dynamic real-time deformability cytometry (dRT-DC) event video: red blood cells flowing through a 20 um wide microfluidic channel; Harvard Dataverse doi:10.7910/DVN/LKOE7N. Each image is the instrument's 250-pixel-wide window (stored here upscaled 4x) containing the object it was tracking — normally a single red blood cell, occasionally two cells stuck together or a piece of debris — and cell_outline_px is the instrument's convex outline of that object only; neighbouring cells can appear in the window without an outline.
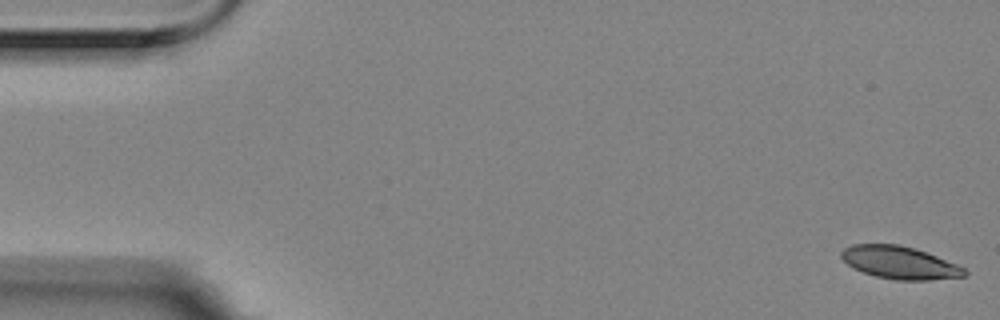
{"species": "Egyptian fruit bat (a non-hibernating species)", "species_latin": "Rousettus aegyptiacus", "temperature_condition": "room temperature", "stored_images_in_passage": 7, "segment_of_instrument_passage": [1, 2], "camera_frame_rate_fps": 3000, "um_per_image_px": 0.085, "animal": {"sex": "female"}, "frame": {"image": 1, "passage_image": 1, "time_ms": 0.0, "image_size_px": [1000, 320], "cell_outline_px": [[968, 272], [964, 276], [928, 280], [896, 280], [876, 276], [852, 268], [840, 256], [840, 252], [844, 248], [852, 244], [900, 244], [916, 248], [956, 264], [964, 268]], "centroid_in_image_um": [76.45, 22.31], "position_along_channel_um": 8.6, "area_um2": 23.35}}
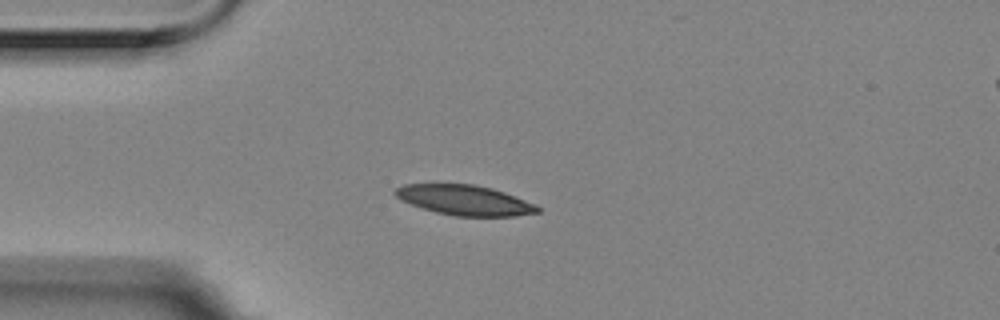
{"frame": {"image": 2, "passage_image": 5, "time_ms": 1.333, "image_size_px": [1000, 320], "cell_outline_px": [[540, 212], [516, 216], [456, 216], [436, 212], [400, 200], [392, 192], [396, 188], [404, 184], [472, 184], [492, 188], [504, 192], [536, 204], [540, 208]], "centroid_in_image_um": [39.5, 17.01], "position_along_channel_um": 45.5, "area_um2": 24.85}}